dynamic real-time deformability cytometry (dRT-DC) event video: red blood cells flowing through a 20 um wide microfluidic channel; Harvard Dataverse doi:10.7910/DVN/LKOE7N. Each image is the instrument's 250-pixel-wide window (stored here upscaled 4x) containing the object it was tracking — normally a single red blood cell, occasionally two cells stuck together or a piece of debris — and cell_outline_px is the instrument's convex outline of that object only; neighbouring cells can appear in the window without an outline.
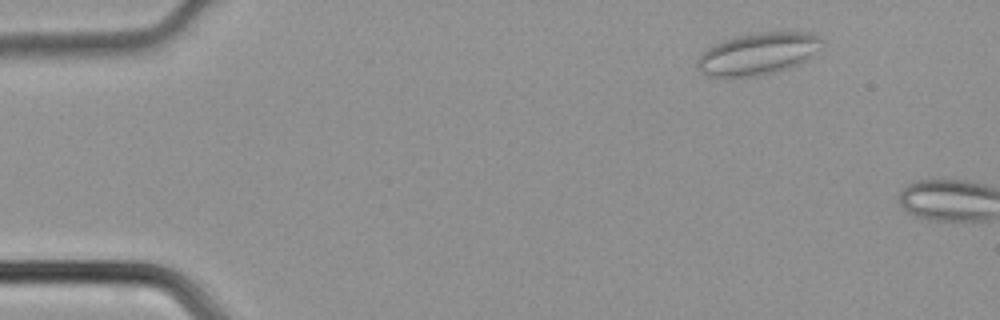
{"species": "common noctule bat (a hibernating species)", "species_latin": "Nyctalus noctula", "temperature_condition": "cold", "stored_images_in_passage": 4, "camera_frame_rate_fps": 3000, "um_per_image_px": 0.085, "animal": {"sex": "male", "body_mass_g": 21.5, "forearm_length_mm": 52.0}, "frame": {"image": 1, "passage_image": 2, "time_ms": 0.333, "image_size_px": [1000, 320], "cell_outline_px": [[820, 40], [812, 56], [800, 64], [792, 68], [760, 76], [728, 80], [708, 76], [700, 72], [696, 68], [696, 60], [704, 48], [712, 44], [736, 36], [756, 32], [812, 32], [820, 36]], "centroid_in_image_um": [64.31, 4.62], "position_along_channel_um": 20.7, "area_um2": 31.5}}